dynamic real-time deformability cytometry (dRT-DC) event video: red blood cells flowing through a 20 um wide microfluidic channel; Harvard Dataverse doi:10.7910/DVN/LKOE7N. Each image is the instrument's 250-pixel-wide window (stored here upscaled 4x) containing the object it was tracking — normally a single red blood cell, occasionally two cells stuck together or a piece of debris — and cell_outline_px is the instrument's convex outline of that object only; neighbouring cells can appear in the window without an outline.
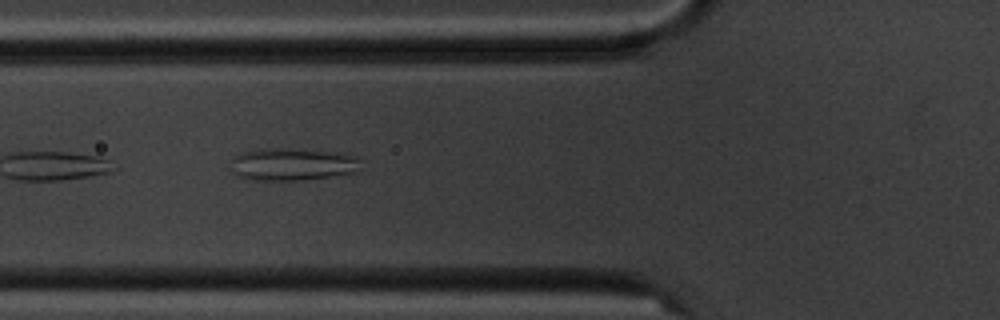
{"species": "common noctule bat (a hibernating species)", "species_latin": "Nyctalus noctula", "temperature_condition": "cold", "stored_images_in_passage": 9, "camera_frame_rate_fps": 3000, "um_per_image_px": 0.085, "animal": {"sex": "male", "body_mass_g": 20.1, "forearm_length_mm": 53.5}, "frame": {"image": 1, "passage_image": 6, "time_ms": 5.667, "image_size_px": [1000, 320], "cell_outline_px": [[356, 172], [304, 180], [248, 180], [236, 176], [232, 172], [236, 156], [240, 152], [264, 148], [288, 148], [340, 152], [356, 156]], "centroid_in_image_um": [24.8, 13.96], "position_along_channel_um": 101.0, "area_um2": 24.39}}